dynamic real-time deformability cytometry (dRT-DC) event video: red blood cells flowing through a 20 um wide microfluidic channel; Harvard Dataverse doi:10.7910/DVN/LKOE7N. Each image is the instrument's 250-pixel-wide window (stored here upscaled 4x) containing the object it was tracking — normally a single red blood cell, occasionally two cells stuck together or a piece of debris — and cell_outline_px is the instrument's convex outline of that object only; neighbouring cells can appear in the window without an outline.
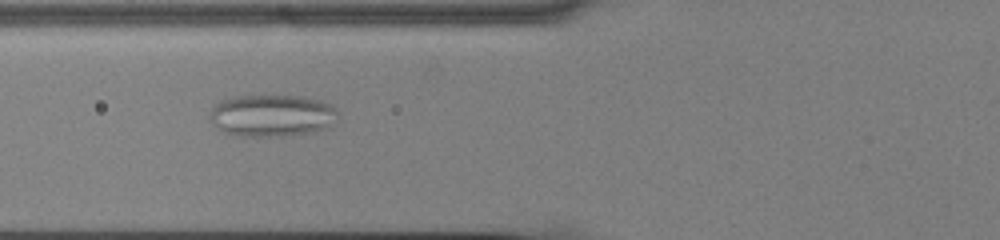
{"species": "common noctule bat (a hibernating species)", "species_latin": "Nyctalus noctula", "temperature_condition": "cold", "stored_images_in_passage": 52, "camera_frame_rate_fps": 3000, "um_per_image_px": 0.085, "animal": {"sex": "male", "body_mass_g": 13.0, "forearm_length_mm": 53.1}, "frame": {"image": 1, "passage_image": 18, "time_ms": 5.667, "image_size_px": [1000, 240], "cell_outline_px": [[340, 116], [328, 128], [312, 132], [284, 136], [240, 136], [224, 132], [212, 124], [208, 116], [212, 108], [220, 100], [232, 96], [304, 96], [320, 100], [332, 104], [340, 112]], "centroid_in_image_um": [23.15, 9.82], "position_along_channel_um": 102.7, "area_um2": 31.91}}
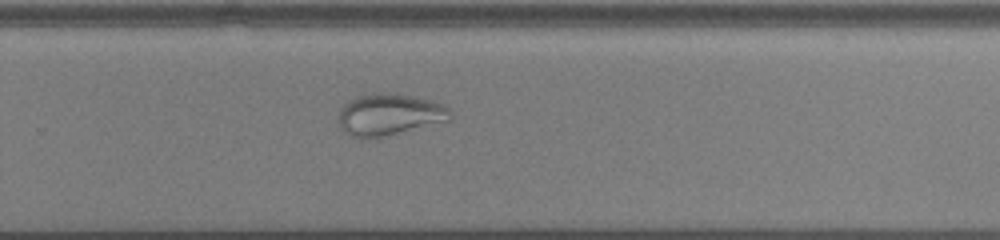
{"frame": {"image": 2, "passage_image": 34, "time_ms": 11.0, "image_size_px": [1000, 240], "cell_outline_px": [[452, 120], [376, 140], [352, 136], [344, 132], [340, 124], [340, 108], [348, 100], [356, 96], [372, 92], [396, 92], [416, 96], [432, 100], [444, 104], [452, 112]], "centroid_in_image_um": [33.15, 9.74], "position_along_channel_um": 296.6, "area_um2": 28.26}}
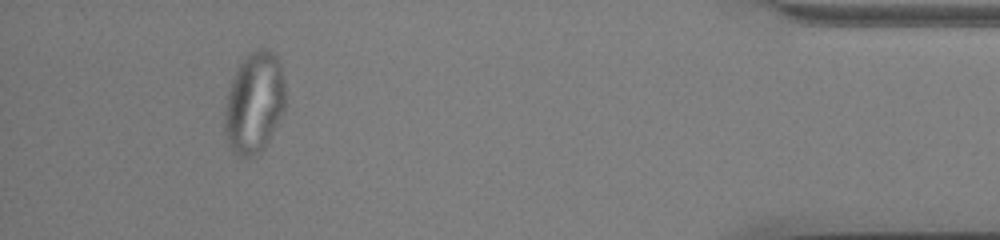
{"frame": {"image": 3, "passage_image": 48, "time_ms": 15.667, "image_size_px": [1000, 240], "cell_outline_px": [[284, 112], [264, 148], [256, 156], [240, 156], [232, 152], [228, 148], [224, 136], [224, 112], [228, 88], [236, 68], [240, 60], [248, 52], [256, 48], [268, 48], [276, 52], [280, 64], [284, 80]], "centroid_in_image_um": [21.58, 8.71], "position_along_channel_um": 413.6, "area_um2": 36.76}}